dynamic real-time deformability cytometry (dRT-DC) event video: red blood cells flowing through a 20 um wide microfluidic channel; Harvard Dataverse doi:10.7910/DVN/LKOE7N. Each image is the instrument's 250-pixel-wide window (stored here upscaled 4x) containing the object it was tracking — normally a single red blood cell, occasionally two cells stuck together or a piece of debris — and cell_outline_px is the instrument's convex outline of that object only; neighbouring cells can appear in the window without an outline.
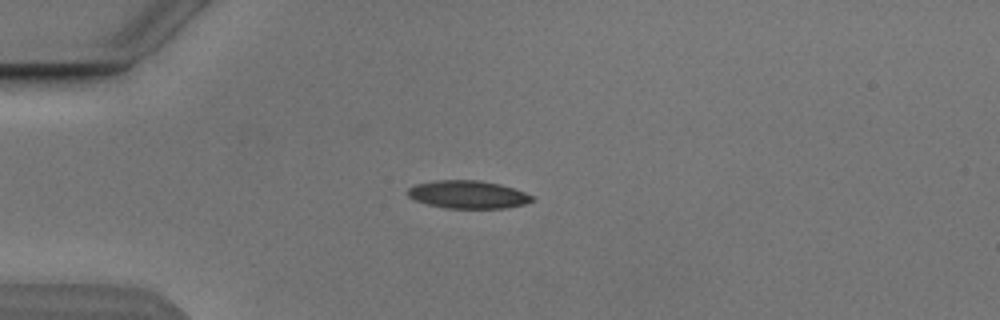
{"species": "Egyptian fruit bat (a non-hibernating species)", "species_latin": "Rousettus aegyptiacus", "temperature_condition": "cold", "stored_images_in_passage": 5, "camera_frame_rate_fps": 3000, "um_per_image_px": 0.085, "animal": {"sex": "male"}, "frame": {"image": 1, "passage_image": 4, "time_ms": 3.333, "image_size_px": [1000, 320], "cell_outline_px": [[532, 200], [524, 204], [504, 208], [444, 208], [428, 204], [416, 200], [408, 196], [408, 188], [416, 184], [436, 180], [476, 180], [500, 184], [524, 192], [532, 196]], "centroid_in_image_um": [39.74, 16.53], "position_along_channel_um": 45.3, "area_um2": 19.94}}